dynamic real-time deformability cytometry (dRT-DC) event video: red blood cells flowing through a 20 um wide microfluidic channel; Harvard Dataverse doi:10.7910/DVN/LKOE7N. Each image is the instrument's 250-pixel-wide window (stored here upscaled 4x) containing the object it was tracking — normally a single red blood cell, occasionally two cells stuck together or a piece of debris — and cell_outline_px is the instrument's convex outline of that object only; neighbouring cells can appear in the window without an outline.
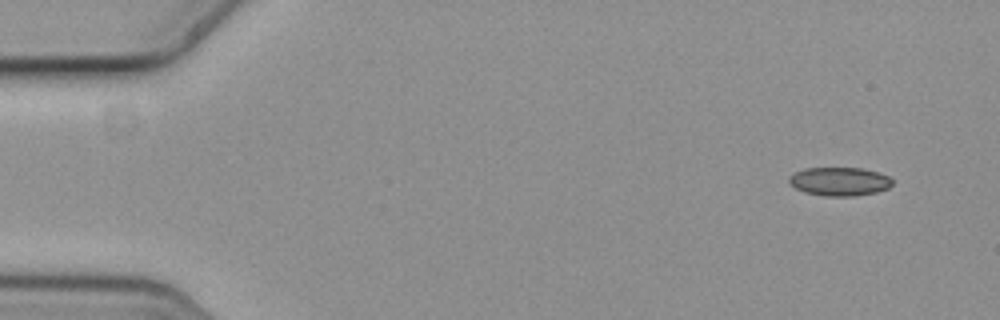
{"species": "common noctule bat (a hibernating species)", "species_latin": "Nyctalus noctula", "temperature_condition": "cold", "stored_images_in_passage": 5, "camera_frame_rate_fps": 3000, "um_per_image_px": 0.085, "animal": {"sex": "female", "body_mass_g": 19.3, "forearm_length_mm": 54.1}, "frame": {"image": 1, "passage_image": 1, "time_ms": 0.0, "image_size_px": [1000, 320], "cell_outline_px": [[892, 184], [888, 188], [876, 192], [852, 196], [828, 196], [804, 192], [796, 188], [788, 180], [788, 176], [804, 168], [864, 168], [888, 176], [892, 180]], "centroid_in_image_um": [71.35, 15.42], "position_along_channel_um": 13.6, "area_um2": 17.05}}
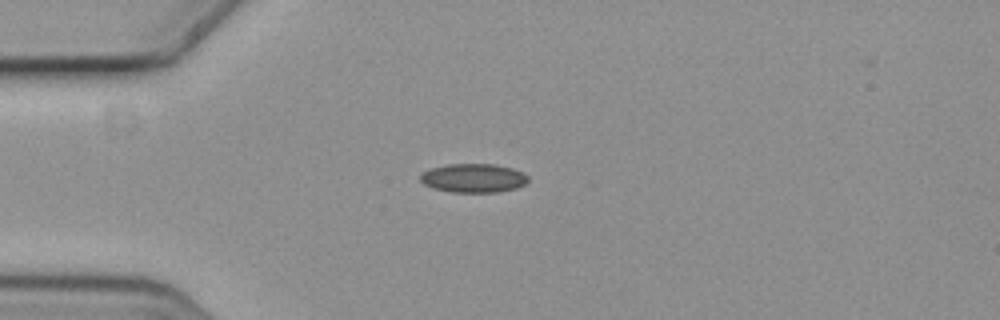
{"frame": {"image": 2, "passage_image": 4, "time_ms": 1.0, "image_size_px": [1000, 320], "cell_outline_px": [[528, 180], [524, 184], [516, 188], [496, 192], [452, 192], [436, 188], [424, 184], [420, 180], [420, 176], [424, 172], [432, 168], [448, 164], [496, 164], [512, 168], [524, 172], [528, 176]], "centroid_in_image_um": [40.28, 15.13], "position_along_channel_um": 44.7, "area_um2": 17.98}}